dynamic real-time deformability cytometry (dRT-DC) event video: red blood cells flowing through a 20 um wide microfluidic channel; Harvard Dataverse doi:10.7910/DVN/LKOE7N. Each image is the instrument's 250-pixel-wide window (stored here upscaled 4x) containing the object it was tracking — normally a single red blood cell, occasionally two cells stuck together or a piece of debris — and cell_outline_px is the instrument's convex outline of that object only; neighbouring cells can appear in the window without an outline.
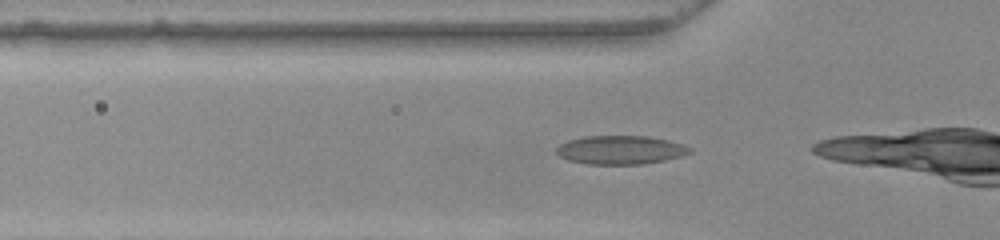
{"species": "common noctule bat (a hibernating species)", "species_latin": "Nyctalus noctula", "temperature_condition": "warm", "stored_images_in_passage": 5, "camera_frame_rate_fps": 3000, "um_per_image_px": 0.085, "animal": {"sex": "female", "body_mass_g": 22.0, "forearm_length_mm": 56.7}, "frame": {"image": 1, "passage_image": 2, "time_ms": 0.333, "image_size_px": [1000, 240], "cell_outline_px": [[692, 152], [680, 156], [664, 160], [640, 164], [588, 164], [568, 160], [560, 156], [556, 152], [556, 148], [560, 144], [568, 140], [584, 136], [648, 136], [668, 140], [684, 144], [692, 148]], "centroid_in_image_um": [52.74, 12.73], "position_along_channel_um": 73.1, "area_um2": 22.25}}